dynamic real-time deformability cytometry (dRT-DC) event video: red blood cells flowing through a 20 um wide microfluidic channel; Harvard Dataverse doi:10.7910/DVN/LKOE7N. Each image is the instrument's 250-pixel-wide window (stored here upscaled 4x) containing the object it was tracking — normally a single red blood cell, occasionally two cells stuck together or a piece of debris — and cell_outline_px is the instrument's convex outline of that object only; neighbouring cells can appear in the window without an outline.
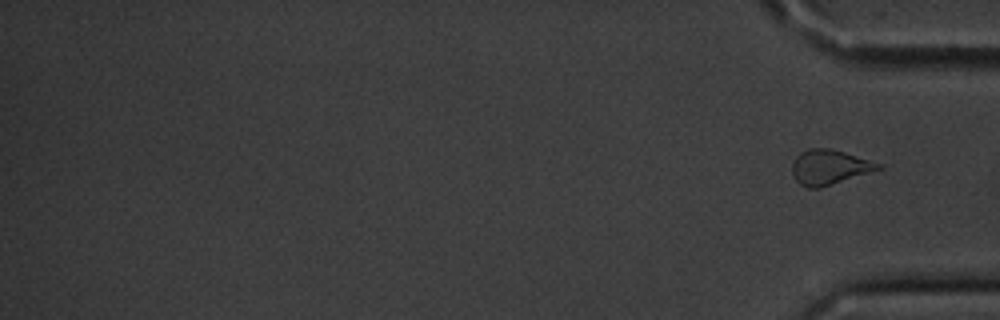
{"species": "common noctule bat (a hibernating species)", "species_latin": "Nyctalus noctula", "temperature_condition": "cold", "stored_images_in_passage": 16, "segment_of_instrument_passage": [2, 2], "camera_frame_rate_fps": 3000, "um_per_image_px": 0.085, "animal": {"sex": "male", "body_mass_g": 20.1, "forearm_length_mm": 53.5}, "frame": {"image": 1, "passage_image": 16, "time_ms": 19.333, "image_size_px": [1000, 320], "cell_outline_px": [[884, 168], [820, 188], [808, 188], [800, 184], [796, 180], [792, 172], [792, 164], [796, 156], [800, 152], [808, 148], [832, 148], [884, 164]], "centroid_in_image_um": [70.52, 14.2], "position_along_channel_um": 364.7, "area_um2": 17.69}}